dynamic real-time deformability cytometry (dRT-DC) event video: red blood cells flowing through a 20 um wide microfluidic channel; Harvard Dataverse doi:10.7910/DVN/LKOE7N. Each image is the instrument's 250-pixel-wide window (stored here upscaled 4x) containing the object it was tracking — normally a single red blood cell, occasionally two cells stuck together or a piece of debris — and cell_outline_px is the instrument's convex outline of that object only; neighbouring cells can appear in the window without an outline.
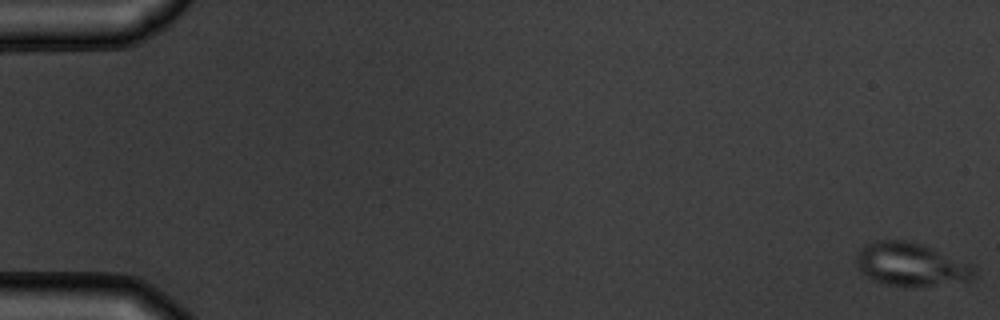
{"species": "common noctule bat (a hibernating species)", "species_latin": "Nyctalus noctula", "temperature_condition": "warm", "stored_images_in_passage": 11, "camera_frame_rate_fps": 3000, "um_per_image_px": 0.085, "animal": {"sex": "male", "body_mass_g": 19.5, "forearm_length_mm": 54.6}, "frame": {"image": 1, "passage_image": 1, "time_ms": 0.0, "image_size_px": [1000, 320], "cell_outline_px": [[976, 276], [972, 280], [912, 288], [884, 284], [872, 280], [860, 272], [856, 264], [856, 252], [860, 248], [876, 240], [904, 240], [924, 244], [972, 264], [976, 268]], "centroid_in_image_um": [77.44, 22.49], "position_along_channel_um": 7.6, "area_um2": 30.4}}
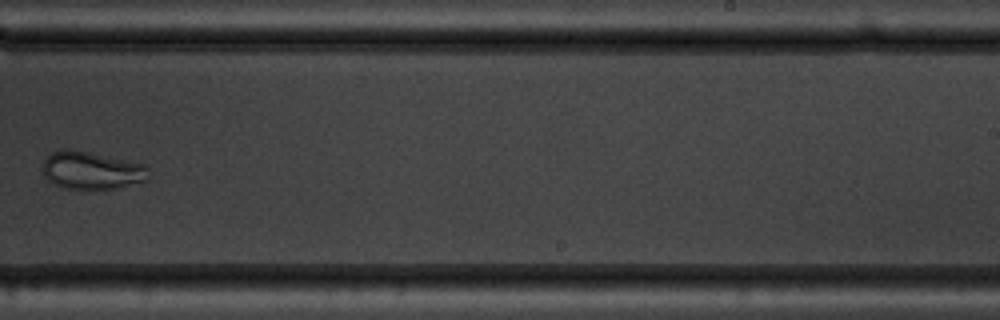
{"frame": {"image": 2, "passage_image": 10, "time_ms": 11.333, "image_size_px": [1000, 320], "cell_outline_px": [[148, 180], [116, 188], [64, 188], [48, 180], [44, 176], [44, 160], [52, 152], [68, 148], [148, 164]], "centroid_in_image_um": [7.83, 14.47], "position_along_channel_um": 281.2, "area_um2": 23.06}}